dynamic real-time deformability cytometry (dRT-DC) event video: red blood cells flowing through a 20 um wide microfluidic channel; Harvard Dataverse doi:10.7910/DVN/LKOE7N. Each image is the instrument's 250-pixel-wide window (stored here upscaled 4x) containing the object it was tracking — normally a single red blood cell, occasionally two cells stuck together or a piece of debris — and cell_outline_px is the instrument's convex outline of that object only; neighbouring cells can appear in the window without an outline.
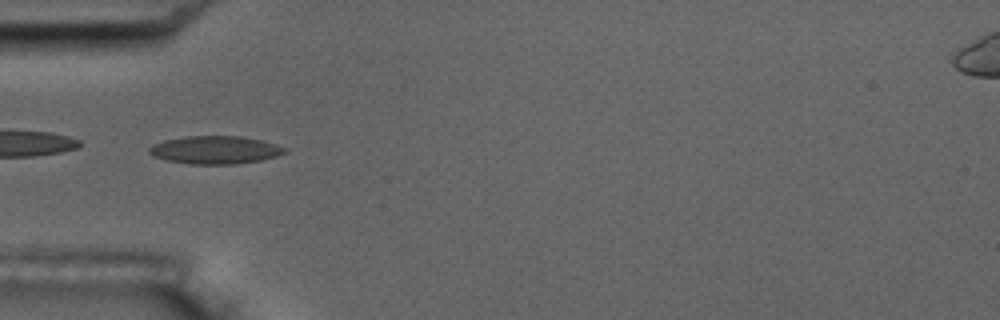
{"species": "common noctule bat (a hibernating species)", "species_latin": "Nyctalus noctula", "temperature_condition": "room temperature", "stored_images_in_passage": 9, "camera_frame_rate_fps": 3000, "um_per_image_px": 0.085, "animal": {"sex": "male", "body_mass_g": 17.5, "forearm_length_mm": 52.3}, "frame": {"image": 1, "passage_image": 4, "time_ms": 3.333, "image_size_px": [1000, 320], "cell_outline_px": [[288, 152], [276, 156], [260, 160], [236, 164], [188, 164], [168, 160], [152, 156], [148, 152], [148, 148], [164, 140], [188, 136], [240, 136], [264, 140], [288, 148]], "centroid_in_image_um": [18.33, 12.74], "position_along_channel_um": 66.7, "area_um2": 22.14}}
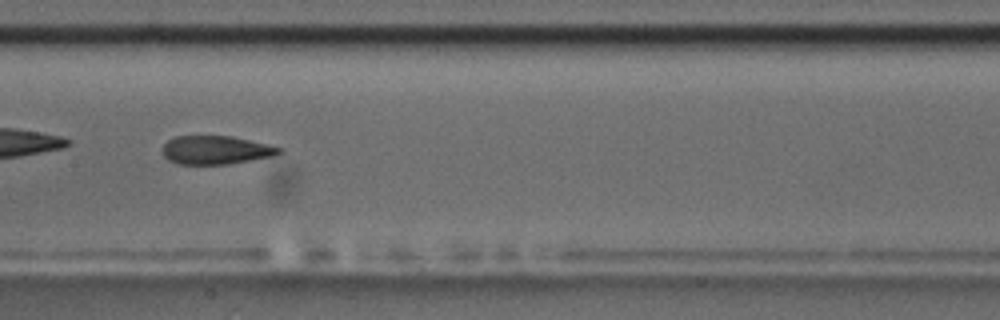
{"frame": {"image": 2, "passage_image": 7, "time_ms": 6.667, "image_size_px": [1000, 320], "cell_outline_px": [[284, 152], [272, 156], [228, 164], [180, 164], [168, 160], [160, 152], [160, 148], [168, 140], [176, 136], [232, 136], [268, 144], [284, 148]], "centroid_in_image_um": [18.33, 12.75], "position_along_channel_um": 189.1, "area_um2": 19.54}}